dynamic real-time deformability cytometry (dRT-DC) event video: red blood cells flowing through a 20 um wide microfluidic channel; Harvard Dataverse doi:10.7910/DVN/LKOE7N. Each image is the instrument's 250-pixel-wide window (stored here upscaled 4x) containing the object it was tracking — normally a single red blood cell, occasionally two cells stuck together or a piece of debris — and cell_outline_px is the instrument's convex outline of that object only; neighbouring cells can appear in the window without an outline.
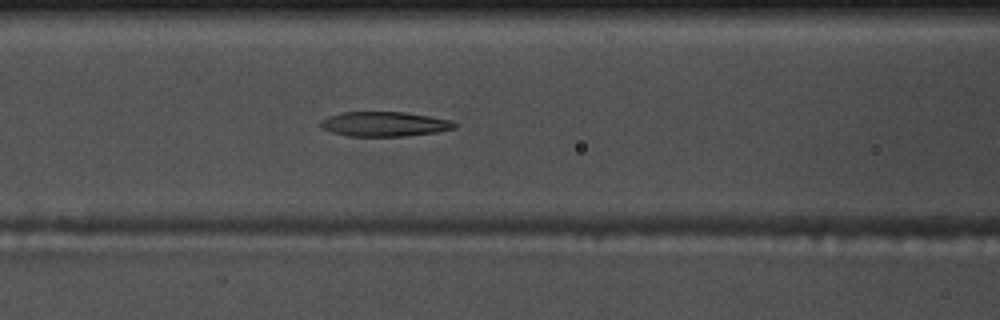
{"species": "common noctule bat (a hibernating species)", "species_latin": "Nyctalus noctula", "temperature_condition": "warm", "stored_images_in_passage": 31, "camera_frame_rate_fps": 3000, "um_per_image_px": 0.085, "animal": {"sex": "male", "body_mass_g": 17.5, "forearm_length_mm": 52.3}, "frame": {"image": 1, "passage_image": 14, "time_ms": 4.333, "image_size_px": [1000, 320], "cell_outline_px": [[456, 128], [436, 132], [404, 136], [348, 136], [332, 132], [324, 128], [320, 124], [320, 120], [328, 116], [340, 112], [404, 112], [452, 120], [456, 124]], "centroid_in_image_um": [32.67, 10.54], "position_along_channel_um": 133.9, "area_um2": 19.19}}
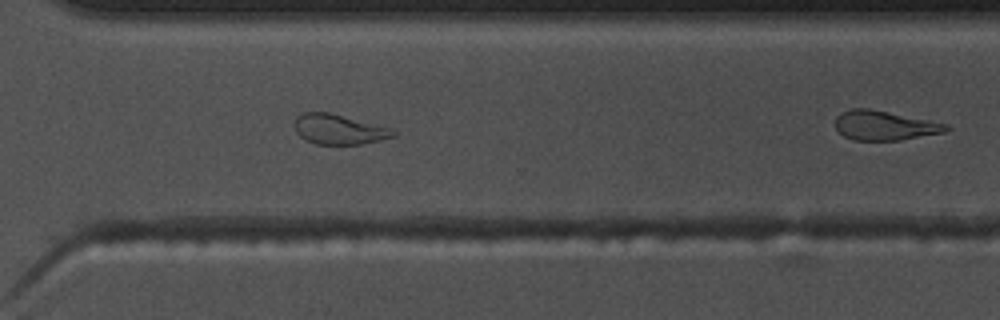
{"frame": {"image": 2, "passage_image": 27, "time_ms": 8.667, "image_size_px": [1000, 320], "cell_outline_px": [[396, 136], [360, 144], [316, 144], [304, 140], [296, 132], [292, 124], [296, 116], [304, 112], [328, 112], [392, 128], [396, 132]], "centroid_in_image_um": [28.75, 10.99], "position_along_channel_um": 341.8, "area_um2": 17.34}}